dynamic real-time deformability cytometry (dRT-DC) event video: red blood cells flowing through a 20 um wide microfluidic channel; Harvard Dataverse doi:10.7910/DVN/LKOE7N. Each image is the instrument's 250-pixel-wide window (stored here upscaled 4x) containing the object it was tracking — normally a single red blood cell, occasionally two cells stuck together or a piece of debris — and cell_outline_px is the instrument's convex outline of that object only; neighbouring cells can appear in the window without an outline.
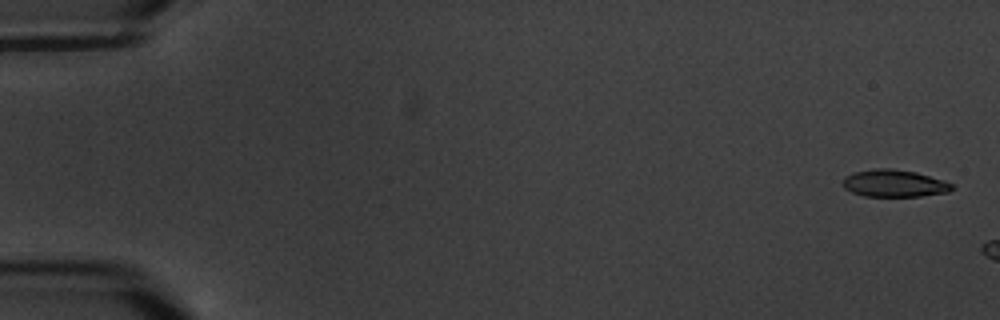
{"species": "common noctule bat (a hibernating species)", "species_latin": "Nyctalus noctula", "temperature_condition": "warm", "stored_images_in_passage": 3, "camera_frame_rate_fps": 3000, "um_per_image_px": 0.085, "animal": {"sex": "male", "body_mass_g": 20.1, "forearm_length_mm": 53.5}, "frame": {"image": 1, "passage_image": 1, "time_ms": 0.0, "image_size_px": [1000, 320], "cell_outline_px": [[956, 188], [948, 192], [920, 196], [864, 196], [852, 192], [844, 188], [844, 176], [856, 172], [876, 168], [892, 168], [916, 172], [944, 180], [952, 184]], "centroid_in_image_um": [76.04, 15.58], "position_along_channel_um": 9.0, "area_um2": 17.28}}